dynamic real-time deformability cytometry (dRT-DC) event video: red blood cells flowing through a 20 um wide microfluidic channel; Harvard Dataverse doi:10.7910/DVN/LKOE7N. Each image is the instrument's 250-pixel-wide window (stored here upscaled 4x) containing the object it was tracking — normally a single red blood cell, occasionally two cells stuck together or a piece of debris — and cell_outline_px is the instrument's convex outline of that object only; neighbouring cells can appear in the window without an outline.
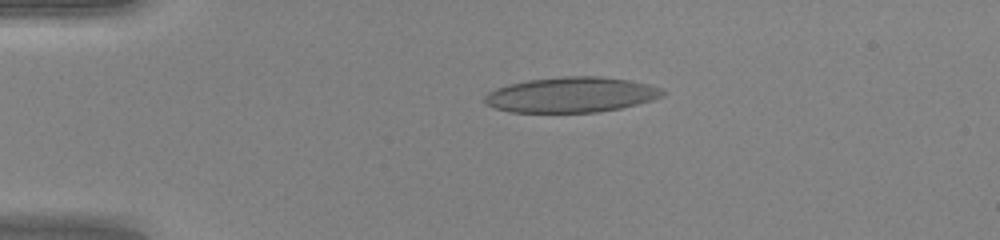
{"species": "human", "species_latin": "Homo sapiens", "temperature_condition": "warm", "stored_images_in_passage": 49, "camera_frame_rate_fps": 3000, "um_per_image_px": 0.085, "donor": {"sex": "female"}, "frame": {"image": 1, "passage_image": 11, "time_ms": 3.333, "image_size_px": [1000, 240], "cell_outline_px": [[664, 96], [652, 100], [620, 108], [596, 112], [512, 112], [496, 108], [488, 104], [484, 100], [484, 96], [488, 92], [496, 88], [528, 80], [564, 76], [596, 76], [628, 80], [648, 84], [660, 88], [664, 92]], "centroid_in_image_um": [48.56, 8.05], "position_along_channel_um": 36.4, "area_um2": 36.24}}
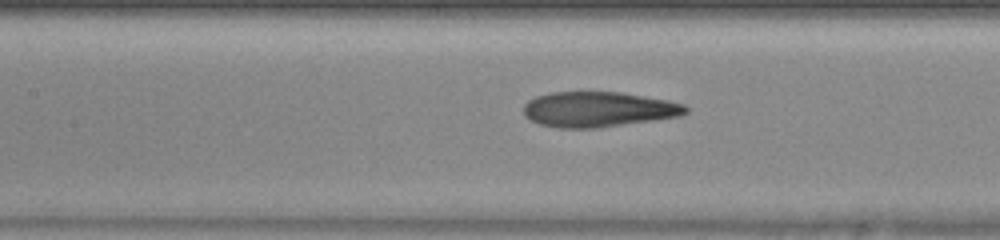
{"frame": {"image": 2, "passage_image": 23, "time_ms": 7.333, "image_size_px": [1000, 240], "cell_outline_px": [[688, 112], [680, 116], [596, 128], [560, 128], [540, 124], [524, 116], [524, 104], [528, 100], [536, 96], [552, 92], [620, 92], [668, 100], [684, 104], [688, 108]], "centroid_in_image_um": [50.85, 9.29], "position_along_channel_um": 156.6, "area_um2": 33.18}}
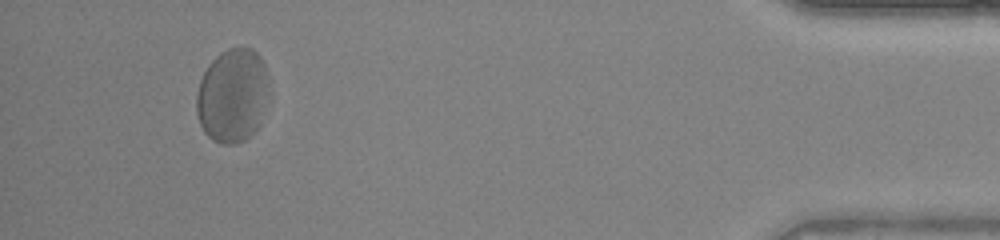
{"frame": {"image": 3, "passage_image": 46, "time_ms": 15.0, "image_size_px": [1000, 240], "cell_outline_px": [[264, 96], [256, 128], [244, 140], [236, 144], [224, 144], [212, 140], [204, 132], [200, 124], [196, 112], [196, 96], [200, 80], [208, 64], [220, 52], [228, 48], [252, 48], [260, 56], [264, 64]], "centroid_in_image_um": [19.65, 8.11], "position_along_channel_um": 415.5, "area_um2": 38.38}, "authors_computed_cell_mechanics": {"area_um2": 36.703, "velocity_mm_per_s": 4.1713, "shape_relaxation_time_tau1_ms": null, "shape_relaxation_time_tau2_ms": 0.8956, "deformation_change_tau1": null, "deformation_change_tau2": 0.0708}}